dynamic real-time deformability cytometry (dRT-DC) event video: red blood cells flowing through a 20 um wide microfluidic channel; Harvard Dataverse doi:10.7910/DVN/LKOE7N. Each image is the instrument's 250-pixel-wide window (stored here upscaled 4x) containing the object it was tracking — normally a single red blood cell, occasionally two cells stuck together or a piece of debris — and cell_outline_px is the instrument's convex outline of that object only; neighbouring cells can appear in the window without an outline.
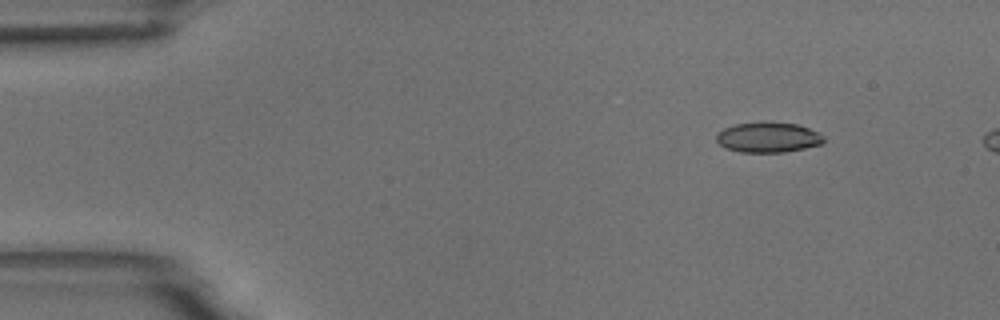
{"species": "common noctule bat (a hibernating species)", "species_latin": "Nyctalus noctula", "temperature_condition": "room temperature", "stored_images_in_passage": 3, "camera_frame_rate_fps": 3000, "um_per_image_px": 0.085, "animal": {"sex": "male", "body_mass_g": 18.8}, "frame": {"image": 1, "passage_image": 1, "time_ms": 0.0, "image_size_px": [1000, 320], "cell_outline_px": [[824, 140], [820, 144], [804, 148], [784, 152], [740, 152], [728, 148], [720, 144], [716, 140], [716, 132], [724, 128], [736, 124], [764, 120], [796, 124], [808, 128], [824, 136]], "centroid_in_image_um": [65.25, 11.65], "position_along_channel_um": 19.7, "area_um2": 19.02}}